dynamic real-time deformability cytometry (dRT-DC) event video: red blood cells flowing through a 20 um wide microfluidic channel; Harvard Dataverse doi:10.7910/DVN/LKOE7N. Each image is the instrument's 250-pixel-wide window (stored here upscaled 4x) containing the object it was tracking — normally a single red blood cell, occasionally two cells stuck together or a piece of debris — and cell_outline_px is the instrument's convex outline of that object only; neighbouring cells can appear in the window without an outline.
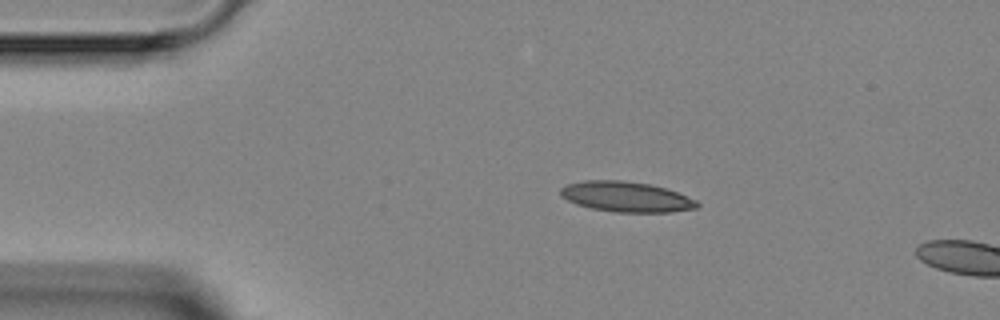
{"species": "Egyptian fruit bat (a non-hibernating species)", "species_latin": "Rousettus aegyptiacus", "temperature_condition": "room temperature", "stored_images_in_passage": 2, "camera_frame_rate_fps": 3000, "um_per_image_px": 0.085, "animal": {"sex": "female"}, "frame": {"image": 1, "passage_image": 1, "time_ms": 0.0, "image_size_px": [1000, 320], "cell_outline_px": [[700, 204], [696, 208], [672, 212], [616, 212], [592, 208], [576, 204], [560, 196], [560, 188], [568, 184], [584, 180], [624, 180], [652, 184], [676, 192], [696, 200]], "centroid_in_image_um": [53.21, 16.72], "position_along_channel_um": 31.8, "area_um2": 24.1}}